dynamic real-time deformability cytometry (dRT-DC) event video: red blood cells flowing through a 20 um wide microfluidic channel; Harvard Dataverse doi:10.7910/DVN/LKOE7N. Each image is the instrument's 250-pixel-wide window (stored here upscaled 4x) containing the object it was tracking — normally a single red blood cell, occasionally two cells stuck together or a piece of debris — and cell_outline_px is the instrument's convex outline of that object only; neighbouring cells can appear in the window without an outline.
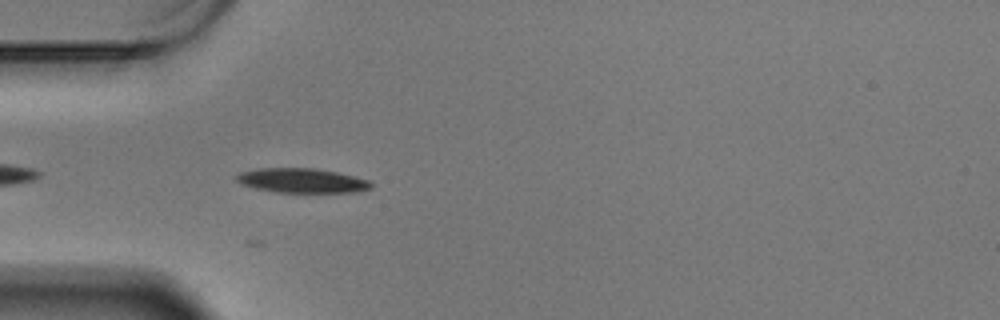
{"species": "Egyptian fruit bat (a non-hibernating species)", "species_latin": "Rousettus aegyptiacus", "temperature_condition": "warm", "stored_images_in_passage": 20, "camera_frame_rate_fps": 3000, "um_per_image_px": 0.085, "animal": {"sex": "male"}, "frame": {"image": 1, "passage_image": 8, "time_ms": 2.333, "image_size_px": [1000, 320], "cell_outline_px": [[372, 188], [356, 192], [276, 192], [256, 188], [244, 184], [236, 180], [236, 176], [240, 172], [260, 168], [316, 168], [356, 176], [368, 180], [372, 184]], "centroid_in_image_um": [25.7, 15.34], "position_along_channel_um": 59.3, "area_um2": 19.07}}
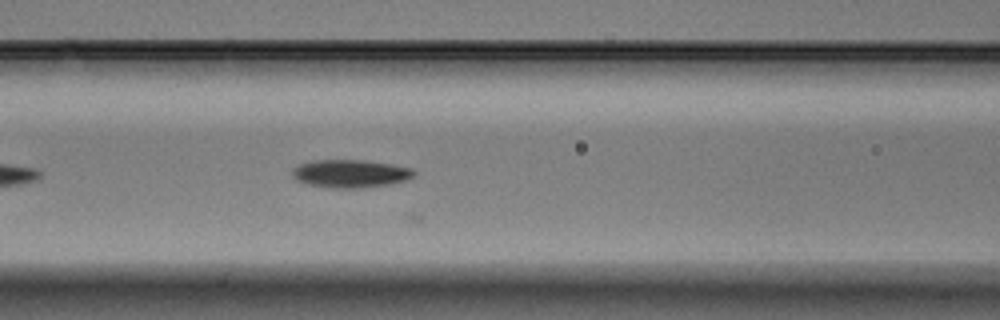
{"frame": {"image": 2, "passage_image": 15, "time_ms": 4.667, "image_size_px": [1000, 320], "cell_outline_px": [[416, 172], [412, 176], [404, 180], [388, 184], [364, 188], [332, 188], [308, 184], [296, 180], [292, 176], [292, 168], [300, 164], [312, 160], [364, 160], [392, 164], [412, 168]], "centroid_in_image_um": [29.75, 14.75], "position_along_channel_um": 136.8, "area_um2": 19.83}}
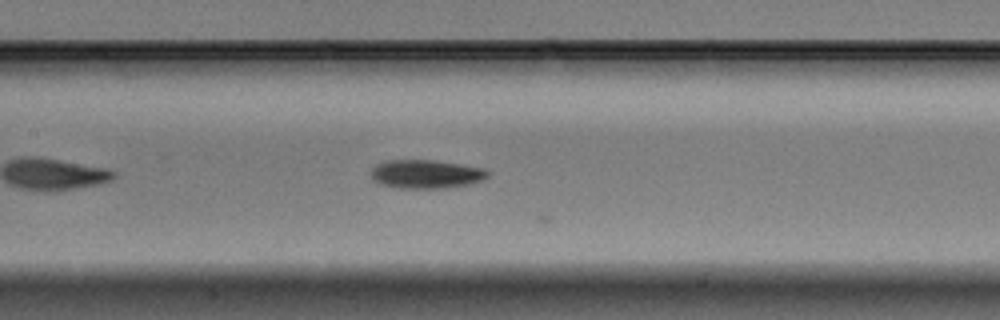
{"frame": {"image": 3, "passage_image": 18, "time_ms": 5.667, "image_size_px": [1000, 320], "cell_outline_px": [[488, 176], [484, 180], [468, 184], [448, 188], [400, 188], [380, 184], [372, 180], [372, 168], [376, 164], [384, 160], [436, 160], [484, 168], [488, 172]], "centroid_in_image_um": [36.2, 14.79], "position_along_channel_um": 171.2, "area_um2": 19.59}}